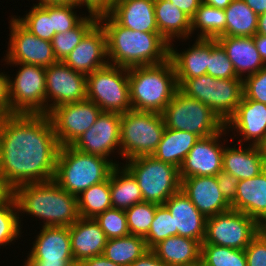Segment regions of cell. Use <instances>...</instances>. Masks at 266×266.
Listing matches in <instances>:
<instances>
[{
	"instance_id": "cell-1",
	"label": "cell",
	"mask_w": 266,
	"mask_h": 266,
	"mask_svg": "<svg viewBox=\"0 0 266 266\" xmlns=\"http://www.w3.org/2000/svg\"><path fill=\"white\" fill-rule=\"evenodd\" d=\"M60 144L48 114H11L0 133V180L13 192L54 180Z\"/></svg>"
},
{
	"instance_id": "cell-2",
	"label": "cell",
	"mask_w": 266,
	"mask_h": 266,
	"mask_svg": "<svg viewBox=\"0 0 266 266\" xmlns=\"http://www.w3.org/2000/svg\"><path fill=\"white\" fill-rule=\"evenodd\" d=\"M107 36L111 65L123 68L156 65L169 59V43L159 32H140L120 26L109 14L98 16Z\"/></svg>"
},
{
	"instance_id": "cell-3",
	"label": "cell",
	"mask_w": 266,
	"mask_h": 266,
	"mask_svg": "<svg viewBox=\"0 0 266 266\" xmlns=\"http://www.w3.org/2000/svg\"><path fill=\"white\" fill-rule=\"evenodd\" d=\"M12 193L19 214L43 219V227H70L80 218L77 197L65 191L54 180L23 184Z\"/></svg>"
},
{
	"instance_id": "cell-4",
	"label": "cell",
	"mask_w": 266,
	"mask_h": 266,
	"mask_svg": "<svg viewBox=\"0 0 266 266\" xmlns=\"http://www.w3.org/2000/svg\"><path fill=\"white\" fill-rule=\"evenodd\" d=\"M132 110L162 114L179 90L170 59L156 65L128 69Z\"/></svg>"
},
{
	"instance_id": "cell-5",
	"label": "cell",
	"mask_w": 266,
	"mask_h": 266,
	"mask_svg": "<svg viewBox=\"0 0 266 266\" xmlns=\"http://www.w3.org/2000/svg\"><path fill=\"white\" fill-rule=\"evenodd\" d=\"M116 165L119 164L111 158L86 154L72 146H61L54 181L78 197L85 189L107 180Z\"/></svg>"
},
{
	"instance_id": "cell-6",
	"label": "cell",
	"mask_w": 266,
	"mask_h": 266,
	"mask_svg": "<svg viewBox=\"0 0 266 266\" xmlns=\"http://www.w3.org/2000/svg\"><path fill=\"white\" fill-rule=\"evenodd\" d=\"M179 90L206 104L224 124L233 116L244 95L243 78L216 79L208 74L187 79Z\"/></svg>"
},
{
	"instance_id": "cell-7",
	"label": "cell",
	"mask_w": 266,
	"mask_h": 266,
	"mask_svg": "<svg viewBox=\"0 0 266 266\" xmlns=\"http://www.w3.org/2000/svg\"><path fill=\"white\" fill-rule=\"evenodd\" d=\"M164 129L165 122L160 113L129 110L121 114V160L152 155Z\"/></svg>"
},
{
	"instance_id": "cell-8",
	"label": "cell",
	"mask_w": 266,
	"mask_h": 266,
	"mask_svg": "<svg viewBox=\"0 0 266 266\" xmlns=\"http://www.w3.org/2000/svg\"><path fill=\"white\" fill-rule=\"evenodd\" d=\"M122 164L136 178L143 201L164 204L180 190L179 169L152 155L131 158Z\"/></svg>"
},
{
	"instance_id": "cell-9",
	"label": "cell",
	"mask_w": 266,
	"mask_h": 266,
	"mask_svg": "<svg viewBox=\"0 0 266 266\" xmlns=\"http://www.w3.org/2000/svg\"><path fill=\"white\" fill-rule=\"evenodd\" d=\"M163 118L166 128L194 133L199 138L220 132L225 124L204 103L178 90L165 107Z\"/></svg>"
},
{
	"instance_id": "cell-10",
	"label": "cell",
	"mask_w": 266,
	"mask_h": 266,
	"mask_svg": "<svg viewBox=\"0 0 266 266\" xmlns=\"http://www.w3.org/2000/svg\"><path fill=\"white\" fill-rule=\"evenodd\" d=\"M86 78V99L94 102L102 112L123 114L132 110L127 68L108 64Z\"/></svg>"
},
{
	"instance_id": "cell-11",
	"label": "cell",
	"mask_w": 266,
	"mask_h": 266,
	"mask_svg": "<svg viewBox=\"0 0 266 266\" xmlns=\"http://www.w3.org/2000/svg\"><path fill=\"white\" fill-rule=\"evenodd\" d=\"M6 64L19 66L15 78L9 76L10 115L46 114L45 67L23 63Z\"/></svg>"
},
{
	"instance_id": "cell-12",
	"label": "cell",
	"mask_w": 266,
	"mask_h": 266,
	"mask_svg": "<svg viewBox=\"0 0 266 266\" xmlns=\"http://www.w3.org/2000/svg\"><path fill=\"white\" fill-rule=\"evenodd\" d=\"M259 233V224L241 211L230 209L206 219L202 244L244 250Z\"/></svg>"
},
{
	"instance_id": "cell-13",
	"label": "cell",
	"mask_w": 266,
	"mask_h": 266,
	"mask_svg": "<svg viewBox=\"0 0 266 266\" xmlns=\"http://www.w3.org/2000/svg\"><path fill=\"white\" fill-rule=\"evenodd\" d=\"M102 110L92 101L65 103L49 113L60 146H71L93 126Z\"/></svg>"
},
{
	"instance_id": "cell-14",
	"label": "cell",
	"mask_w": 266,
	"mask_h": 266,
	"mask_svg": "<svg viewBox=\"0 0 266 266\" xmlns=\"http://www.w3.org/2000/svg\"><path fill=\"white\" fill-rule=\"evenodd\" d=\"M23 266H77L69 227L42 226Z\"/></svg>"
},
{
	"instance_id": "cell-15",
	"label": "cell",
	"mask_w": 266,
	"mask_h": 266,
	"mask_svg": "<svg viewBox=\"0 0 266 266\" xmlns=\"http://www.w3.org/2000/svg\"><path fill=\"white\" fill-rule=\"evenodd\" d=\"M9 23L11 31L7 54L4 56L6 63H23L46 68L58 61L50 41L30 33L14 16Z\"/></svg>"
},
{
	"instance_id": "cell-16",
	"label": "cell",
	"mask_w": 266,
	"mask_h": 266,
	"mask_svg": "<svg viewBox=\"0 0 266 266\" xmlns=\"http://www.w3.org/2000/svg\"><path fill=\"white\" fill-rule=\"evenodd\" d=\"M45 76L46 114L56 106L86 100V75L74 71L63 61H57L46 67Z\"/></svg>"
},
{
	"instance_id": "cell-17",
	"label": "cell",
	"mask_w": 266,
	"mask_h": 266,
	"mask_svg": "<svg viewBox=\"0 0 266 266\" xmlns=\"http://www.w3.org/2000/svg\"><path fill=\"white\" fill-rule=\"evenodd\" d=\"M121 114L101 112L91 128L84 132L71 146L76 150L109 159L120 149Z\"/></svg>"
},
{
	"instance_id": "cell-18",
	"label": "cell",
	"mask_w": 266,
	"mask_h": 266,
	"mask_svg": "<svg viewBox=\"0 0 266 266\" xmlns=\"http://www.w3.org/2000/svg\"><path fill=\"white\" fill-rule=\"evenodd\" d=\"M229 130L224 127L220 132L206 138H199L179 168L180 179L194 176H216L222 170L224 147L220 139ZM221 141V144H220Z\"/></svg>"
},
{
	"instance_id": "cell-19",
	"label": "cell",
	"mask_w": 266,
	"mask_h": 266,
	"mask_svg": "<svg viewBox=\"0 0 266 266\" xmlns=\"http://www.w3.org/2000/svg\"><path fill=\"white\" fill-rule=\"evenodd\" d=\"M107 56V36L98 22L63 60L74 71L89 75L109 64Z\"/></svg>"
},
{
	"instance_id": "cell-20",
	"label": "cell",
	"mask_w": 266,
	"mask_h": 266,
	"mask_svg": "<svg viewBox=\"0 0 266 266\" xmlns=\"http://www.w3.org/2000/svg\"><path fill=\"white\" fill-rule=\"evenodd\" d=\"M225 127L242 136L237 143L249 141L251 145L265 147L266 104L243 97L233 116L225 123Z\"/></svg>"
},
{
	"instance_id": "cell-21",
	"label": "cell",
	"mask_w": 266,
	"mask_h": 266,
	"mask_svg": "<svg viewBox=\"0 0 266 266\" xmlns=\"http://www.w3.org/2000/svg\"><path fill=\"white\" fill-rule=\"evenodd\" d=\"M181 180V191L206 217L231 209L218 186L216 176H194Z\"/></svg>"
},
{
	"instance_id": "cell-22",
	"label": "cell",
	"mask_w": 266,
	"mask_h": 266,
	"mask_svg": "<svg viewBox=\"0 0 266 266\" xmlns=\"http://www.w3.org/2000/svg\"><path fill=\"white\" fill-rule=\"evenodd\" d=\"M164 205L170 211L174 222V236L191 238L203 243L206 217L181 191L173 194Z\"/></svg>"
},
{
	"instance_id": "cell-23",
	"label": "cell",
	"mask_w": 266,
	"mask_h": 266,
	"mask_svg": "<svg viewBox=\"0 0 266 266\" xmlns=\"http://www.w3.org/2000/svg\"><path fill=\"white\" fill-rule=\"evenodd\" d=\"M224 147L222 170L236 176L239 180L253 178L266 169V150L264 147L246 144Z\"/></svg>"
},
{
	"instance_id": "cell-24",
	"label": "cell",
	"mask_w": 266,
	"mask_h": 266,
	"mask_svg": "<svg viewBox=\"0 0 266 266\" xmlns=\"http://www.w3.org/2000/svg\"><path fill=\"white\" fill-rule=\"evenodd\" d=\"M71 250L76 264L103 255L107 237L93 218H79L69 227Z\"/></svg>"
},
{
	"instance_id": "cell-25",
	"label": "cell",
	"mask_w": 266,
	"mask_h": 266,
	"mask_svg": "<svg viewBox=\"0 0 266 266\" xmlns=\"http://www.w3.org/2000/svg\"><path fill=\"white\" fill-rule=\"evenodd\" d=\"M173 45V43L169 44V59L175 69L179 87L187 79L207 74L208 57L211 54V39L196 38L195 43L182 53H179Z\"/></svg>"
},
{
	"instance_id": "cell-26",
	"label": "cell",
	"mask_w": 266,
	"mask_h": 266,
	"mask_svg": "<svg viewBox=\"0 0 266 266\" xmlns=\"http://www.w3.org/2000/svg\"><path fill=\"white\" fill-rule=\"evenodd\" d=\"M155 0H115L108 13L120 26L140 32H159Z\"/></svg>"
},
{
	"instance_id": "cell-27",
	"label": "cell",
	"mask_w": 266,
	"mask_h": 266,
	"mask_svg": "<svg viewBox=\"0 0 266 266\" xmlns=\"http://www.w3.org/2000/svg\"><path fill=\"white\" fill-rule=\"evenodd\" d=\"M216 40L225 50L238 77L244 79L246 75L255 74L266 66L254 37L220 36Z\"/></svg>"
},
{
	"instance_id": "cell-28",
	"label": "cell",
	"mask_w": 266,
	"mask_h": 266,
	"mask_svg": "<svg viewBox=\"0 0 266 266\" xmlns=\"http://www.w3.org/2000/svg\"><path fill=\"white\" fill-rule=\"evenodd\" d=\"M231 209L252 217L258 224L266 219V169L253 178L239 180Z\"/></svg>"
},
{
	"instance_id": "cell-29",
	"label": "cell",
	"mask_w": 266,
	"mask_h": 266,
	"mask_svg": "<svg viewBox=\"0 0 266 266\" xmlns=\"http://www.w3.org/2000/svg\"><path fill=\"white\" fill-rule=\"evenodd\" d=\"M168 266H193L200 264L201 243L197 240L171 236L151 249Z\"/></svg>"
},
{
	"instance_id": "cell-30",
	"label": "cell",
	"mask_w": 266,
	"mask_h": 266,
	"mask_svg": "<svg viewBox=\"0 0 266 266\" xmlns=\"http://www.w3.org/2000/svg\"><path fill=\"white\" fill-rule=\"evenodd\" d=\"M154 12L158 31L169 44L191 38V18L169 0H155Z\"/></svg>"
},
{
	"instance_id": "cell-31",
	"label": "cell",
	"mask_w": 266,
	"mask_h": 266,
	"mask_svg": "<svg viewBox=\"0 0 266 266\" xmlns=\"http://www.w3.org/2000/svg\"><path fill=\"white\" fill-rule=\"evenodd\" d=\"M198 139L194 133L165 127L161 141L152 156L179 169Z\"/></svg>"
},
{
	"instance_id": "cell-32",
	"label": "cell",
	"mask_w": 266,
	"mask_h": 266,
	"mask_svg": "<svg viewBox=\"0 0 266 266\" xmlns=\"http://www.w3.org/2000/svg\"><path fill=\"white\" fill-rule=\"evenodd\" d=\"M112 208L127 210L143 202L142 193L133 174L123 165H116L109 176Z\"/></svg>"
},
{
	"instance_id": "cell-33",
	"label": "cell",
	"mask_w": 266,
	"mask_h": 266,
	"mask_svg": "<svg viewBox=\"0 0 266 266\" xmlns=\"http://www.w3.org/2000/svg\"><path fill=\"white\" fill-rule=\"evenodd\" d=\"M224 11L225 36L254 37L257 34L258 15L243 0H233Z\"/></svg>"
},
{
	"instance_id": "cell-34",
	"label": "cell",
	"mask_w": 266,
	"mask_h": 266,
	"mask_svg": "<svg viewBox=\"0 0 266 266\" xmlns=\"http://www.w3.org/2000/svg\"><path fill=\"white\" fill-rule=\"evenodd\" d=\"M148 250L144 237L130 234L108 239L103 255L116 264L129 266Z\"/></svg>"
},
{
	"instance_id": "cell-35",
	"label": "cell",
	"mask_w": 266,
	"mask_h": 266,
	"mask_svg": "<svg viewBox=\"0 0 266 266\" xmlns=\"http://www.w3.org/2000/svg\"><path fill=\"white\" fill-rule=\"evenodd\" d=\"M200 30L197 34L198 39H217L225 36L226 15L224 9L200 3L196 14L191 19V34Z\"/></svg>"
},
{
	"instance_id": "cell-36",
	"label": "cell",
	"mask_w": 266,
	"mask_h": 266,
	"mask_svg": "<svg viewBox=\"0 0 266 266\" xmlns=\"http://www.w3.org/2000/svg\"><path fill=\"white\" fill-rule=\"evenodd\" d=\"M78 213L81 218H95L112 208L109 178L85 189L78 197Z\"/></svg>"
},
{
	"instance_id": "cell-37",
	"label": "cell",
	"mask_w": 266,
	"mask_h": 266,
	"mask_svg": "<svg viewBox=\"0 0 266 266\" xmlns=\"http://www.w3.org/2000/svg\"><path fill=\"white\" fill-rule=\"evenodd\" d=\"M98 23V16L89 14L73 29L53 36L51 44L58 61H63Z\"/></svg>"
},
{
	"instance_id": "cell-38",
	"label": "cell",
	"mask_w": 266,
	"mask_h": 266,
	"mask_svg": "<svg viewBox=\"0 0 266 266\" xmlns=\"http://www.w3.org/2000/svg\"><path fill=\"white\" fill-rule=\"evenodd\" d=\"M15 19L36 37L50 41L55 35L52 24V5H34L25 16ZM18 17V18H17Z\"/></svg>"
},
{
	"instance_id": "cell-39",
	"label": "cell",
	"mask_w": 266,
	"mask_h": 266,
	"mask_svg": "<svg viewBox=\"0 0 266 266\" xmlns=\"http://www.w3.org/2000/svg\"><path fill=\"white\" fill-rule=\"evenodd\" d=\"M19 216L23 215L19 214L16 198L11 192L0 203V246L9 245L21 237V218Z\"/></svg>"
},
{
	"instance_id": "cell-40",
	"label": "cell",
	"mask_w": 266,
	"mask_h": 266,
	"mask_svg": "<svg viewBox=\"0 0 266 266\" xmlns=\"http://www.w3.org/2000/svg\"><path fill=\"white\" fill-rule=\"evenodd\" d=\"M201 266H247L244 250L201 244Z\"/></svg>"
},
{
	"instance_id": "cell-41",
	"label": "cell",
	"mask_w": 266,
	"mask_h": 266,
	"mask_svg": "<svg viewBox=\"0 0 266 266\" xmlns=\"http://www.w3.org/2000/svg\"><path fill=\"white\" fill-rule=\"evenodd\" d=\"M153 202H140L125 210L130 234L145 237L155 217L156 207Z\"/></svg>"
},
{
	"instance_id": "cell-42",
	"label": "cell",
	"mask_w": 266,
	"mask_h": 266,
	"mask_svg": "<svg viewBox=\"0 0 266 266\" xmlns=\"http://www.w3.org/2000/svg\"><path fill=\"white\" fill-rule=\"evenodd\" d=\"M171 236H174L172 215L164 204H159L156 207L150 230L144 237L146 245L148 249H152L156 244Z\"/></svg>"
},
{
	"instance_id": "cell-43",
	"label": "cell",
	"mask_w": 266,
	"mask_h": 266,
	"mask_svg": "<svg viewBox=\"0 0 266 266\" xmlns=\"http://www.w3.org/2000/svg\"><path fill=\"white\" fill-rule=\"evenodd\" d=\"M94 220L105 232L107 239L120 238L130 235L127 217L124 210L110 208L98 214Z\"/></svg>"
},
{
	"instance_id": "cell-44",
	"label": "cell",
	"mask_w": 266,
	"mask_h": 266,
	"mask_svg": "<svg viewBox=\"0 0 266 266\" xmlns=\"http://www.w3.org/2000/svg\"><path fill=\"white\" fill-rule=\"evenodd\" d=\"M207 74L216 79L240 78L237 76L225 50L216 39H211V54L208 57Z\"/></svg>"
},
{
	"instance_id": "cell-45",
	"label": "cell",
	"mask_w": 266,
	"mask_h": 266,
	"mask_svg": "<svg viewBox=\"0 0 266 266\" xmlns=\"http://www.w3.org/2000/svg\"><path fill=\"white\" fill-rule=\"evenodd\" d=\"M76 4L52 5V24L55 34L75 28L85 16L77 15Z\"/></svg>"
},
{
	"instance_id": "cell-46",
	"label": "cell",
	"mask_w": 266,
	"mask_h": 266,
	"mask_svg": "<svg viewBox=\"0 0 266 266\" xmlns=\"http://www.w3.org/2000/svg\"><path fill=\"white\" fill-rule=\"evenodd\" d=\"M243 97L266 104V66L243 79Z\"/></svg>"
},
{
	"instance_id": "cell-47",
	"label": "cell",
	"mask_w": 266,
	"mask_h": 266,
	"mask_svg": "<svg viewBox=\"0 0 266 266\" xmlns=\"http://www.w3.org/2000/svg\"><path fill=\"white\" fill-rule=\"evenodd\" d=\"M247 266H266V240L258 233L244 249Z\"/></svg>"
},
{
	"instance_id": "cell-48",
	"label": "cell",
	"mask_w": 266,
	"mask_h": 266,
	"mask_svg": "<svg viewBox=\"0 0 266 266\" xmlns=\"http://www.w3.org/2000/svg\"><path fill=\"white\" fill-rule=\"evenodd\" d=\"M216 178L223 197L229 204H231L236 197V190L239 179L224 170H221L216 175Z\"/></svg>"
},
{
	"instance_id": "cell-49",
	"label": "cell",
	"mask_w": 266,
	"mask_h": 266,
	"mask_svg": "<svg viewBox=\"0 0 266 266\" xmlns=\"http://www.w3.org/2000/svg\"><path fill=\"white\" fill-rule=\"evenodd\" d=\"M0 73V107L10 115L9 75Z\"/></svg>"
},
{
	"instance_id": "cell-50",
	"label": "cell",
	"mask_w": 266,
	"mask_h": 266,
	"mask_svg": "<svg viewBox=\"0 0 266 266\" xmlns=\"http://www.w3.org/2000/svg\"><path fill=\"white\" fill-rule=\"evenodd\" d=\"M129 266H168L149 249Z\"/></svg>"
},
{
	"instance_id": "cell-51",
	"label": "cell",
	"mask_w": 266,
	"mask_h": 266,
	"mask_svg": "<svg viewBox=\"0 0 266 266\" xmlns=\"http://www.w3.org/2000/svg\"><path fill=\"white\" fill-rule=\"evenodd\" d=\"M172 4H174L177 8H179L182 12L188 15L191 19L196 14V10L198 9L202 0H169Z\"/></svg>"
},
{
	"instance_id": "cell-52",
	"label": "cell",
	"mask_w": 266,
	"mask_h": 266,
	"mask_svg": "<svg viewBox=\"0 0 266 266\" xmlns=\"http://www.w3.org/2000/svg\"><path fill=\"white\" fill-rule=\"evenodd\" d=\"M77 266H122L108 260L104 255L94 256L81 261Z\"/></svg>"
},
{
	"instance_id": "cell-53",
	"label": "cell",
	"mask_w": 266,
	"mask_h": 266,
	"mask_svg": "<svg viewBox=\"0 0 266 266\" xmlns=\"http://www.w3.org/2000/svg\"><path fill=\"white\" fill-rule=\"evenodd\" d=\"M258 16L266 12V0H243Z\"/></svg>"
},
{
	"instance_id": "cell-54",
	"label": "cell",
	"mask_w": 266,
	"mask_h": 266,
	"mask_svg": "<svg viewBox=\"0 0 266 266\" xmlns=\"http://www.w3.org/2000/svg\"><path fill=\"white\" fill-rule=\"evenodd\" d=\"M254 41L257 46V50L266 65V35H258L254 36Z\"/></svg>"
},
{
	"instance_id": "cell-55",
	"label": "cell",
	"mask_w": 266,
	"mask_h": 266,
	"mask_svg": "<svg viewBox=\"0 0 266 266\" xmlns=\"http://www.w3.org/2000/svg\"><path fill=\"white\" fill-rule=\"evenodd\" d=\"M233 0H202L204 4L213 6L219 9H226Z\"/></svg>"
},
{
	"instance_id": "cell-56",
	"label": "cell",
	"mask_w": 266,
	"mask_h": 266,
	"mask_svg": "<svg viewBox=\"0 0 266 266\" xmlns=\"http://www.w3.org/2000/svg\"><path fill=\"white\" fill-rule=\"evenodd\" d=\"M258 35H266V12L258 16Z\"/></svg>"
},
{
	"instance_id": "cell-57",
	"label": "cell",
	"mask_w": 266,
	"mask_h": 266,
	"mask_svg": "<svg viewBox=\"0 0 266 266\" xmlns=\"http://www.w3.org/2000/svg\"><path fill=\"white\" fill-rule=\"evenodd\" d=\"M36 5L74 4V0H38Z\"/></svg>"
},
{
	"instance_id": "cell-58",
	"label": "cell",
	"mask_w": 266,
	"mask_h": 266,
	"mask_svg": "<svg viewBox=\"0 0 266 266\" xmlns=\"http://www.w3.org/2000/svg\"><path fill=\"white\" fill-rule=\"evenodd\" d=\"M11 193V191L0 180V203Z\"/></svg>"
},
{
	"instance_id": "cell-59",
	"label": "cell",
	"mask_w": 266,
	"mask_h": 266,
	"mask_svg": "<svg viewBox=\"0 0 266 266\" xmlns=\"http://www.w3.org/2000/svg\"><path fill=\"white\" fill-rule=\"evenodd\" d=\"M8 116L9 114L2 107H0V133L2 131L3 123Z\"/></svg>"
},
{
	"instance_id": "cell-60",
	"label": "cell",
	"mask_w": 266,
	"mask_h": 266,
	"mask_svg": "<svg viewBox=\"0 0 266 266\" xmlns=\"http://www.w3.org/2000/svg\"><path fill=\"white\" fill-rule=\"evenodd\" d=\"M259 233L266 240V219L259 223Z\"/></svg>"
}]
</instances>
